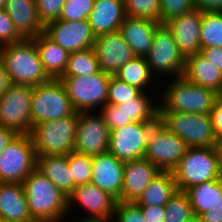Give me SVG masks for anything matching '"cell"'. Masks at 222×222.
I'll list each match as a JSON object with an SVG mask.
<instances>
[{"label": "cell", "instance_id": "f907efd6", "mask_svg": "<svg viewBox=\"0 0 222 222\" xmlns=\"http://www.w3.org/2000/svg\"><path fill=\"white\" fill-rule=\"evenodd\" d=\"M10 85L11 82L6 73L5 66L0 55V98L9 89Z\"/></svg>", "mask_w": 222, "mask_h": 222}, {"label": "cell", "instance_id": "4316f807", "mask_svg": "<svg viewBox=\"0 0 222 222\" xmlns=\"http://www.w3.org/2000/svg\"><path fill=\"white\" fill-rule=\"evenodd\" d=\"M32 39L47 75L51 79H59L66 69L70 53L51 40L44 32Z\"/></svg>", "mask_w": 222, "mask_h": 222}, {"label": "cell", "instance_id": "5bb4252c", "mask_svg": "<svg viewBox=\"0 0 222 222\" xmlns=\"http://www.w3.org/2000/svg\"><path fill=\"white\" fill-rule=\"evenodd\" d=\"M94 112H79L74 151L96 156L108 152L110 130L103 117Z\"/></svg>", "mask_w": 222, "mask_h": 222}, {"label": "cell", "instance_id": "7bdbcfd3", "mask_svg": "<svg viewBox=\"0 0 222 222\" xmlns=\"http://www.w3.org/2000/svg\"><path fill=\"white\" fill-rule=\"evenodd\" d=\"M23 37L15 29L4 9H0V46L21 41Z\"/></svg>", "mask_w": 222, "mask_h": 222}, {"label": "cell", "instance_id": "7dc6e473", "mask_svg": "<svg viewBox=\"0 0 222 222\" xmlns=\"http://www.w3.org/2000/svg\"><path fill=\"white\" fill-rule=\"evenodd\" d=\"M202 222H222V198L200 215Z\"/></svg>", "mask_w": 222, "mask_h": 222}, {"label": "cell", "instance_id": "e0dca14e", "mask_svg": "<svg viewBox=\"0 0 222 222\" xmlns=\"http://www.w3.org/2000/svg\"><path fill=\"white\" fill-rule=\"evenodd\" d=\"M93 48L100 70L111 75L136 56L119 31L97 36Z\"/></svg>", "mask_w": 222, "mask_h": 222}, {"label": "cell", "instance_id": "7a4b0ae2", "mask_svg": "<svg viewBox=\"0 0 222 222\" xmlns=\"http://www.w3.org/2000/svg\"><path fill=\"white\" fill-rule=\"evenodd\" d=\"M0 55L11 84L34 87L51 80L32 38L0 46Z\"/></svg>", "mask_w": 222, "mask_h": 222}, {"label": "cell", "instance_id": "3957f363", "mask_svg": "<svg viewBox=\"0 0 222 222\" xmlns=\"http://www.w3.org/2000/svg\"><path fill=\"white\" fill-rule=\"evenodd\" d=\"M160 94L159 112L201 114H210L215 101L220 96L214 90L189 82L183 76L171 79Z\"/></svg>", "mask_w": 222, "mask_h": 222}, {"label": "cell", "instance_id": "816d5d0a", "mask_svg": "<svg viewBox=\"0 0 222 222\" xmlns=\"http://www.w3.org/2000/svg\"><path fill=\"white\" fill-rule=\"evenodd\" d=\"M214 148L217 154L218 164L222 172V137L216 140Z\"/></svg>", "mask_w": 222, "mask_h": 222}, {"label": "cell", "instance_id": "74e56055", "mask_svg": "<svg viewBox=\"0 0 222 222\" xmlns=\"http://www.w3.org/2000/svg\"><path fill=\"white\" fill-rule=\"evenodd\" d=\"M95 0H66L59 20L82 21L87 20L93 9Z\"/></svg>", "mask_w": 222, "mask_h": 222}, {"label": "cell", "instance_id": "ab89813d", "mask_svg": "<svg viewBox=\"0 0 222 222\" xmlns=\"http://www.w3.org/2000/svg\"><path fill=\"white\" fill-rule=\"evenodd\" d=\"M112 222H145V218L135 202H116Z\"/></svg>", "mask_w": 222, "mask_h": 222}, {"label": "cell", "instance_id": "c3c4849f", "mask_svg": "<svg viewBox=\"0 0 222 222\" xmlns=\"http://www.w3.org/2000/svg\"><path fill=\"white\" fill-rule=\"evenodd\" d=\"M193 3L202 12H222V0H193Z\"/></svg>", "mask_w": 222, "mask_h": 222}, {"label": "cell", "instance_id": "f546056e", "mask_svg": "<svg viewBox=\"0 0 222 222\" xmlns=\"http://www.w3.org/2000/svg\"><path fill=\"white\" fill-rule=\"evenodd\" d=\"M114 76L119 80L140 89L142 92L149 91L150 89L148 88L151 83L154 84L156 81V78L151 73L149 65L145 60V57L142 56H135L121 67Z\"/></svg>", "mask_w": 222, "mask_h": 222}, {"label": "cell", "instance_id": "ba28073f", "mask_svg": "<svg viewBox=\"0 0 222 222\" xmlns=\"http://www.w3.org/2000/svg\"><path fill=\"white\" fill-rule=\"evenodd\" d=\"M75 113L76 110L59 79H51L47 83L33 87L30 110L32 126L69 117Z\"/></svg>", "mask_w": 222, "mask_h": 222}, {"label": "cell", "instance_id": "f6af8a7d", "mask_svg": "<svg viewBox=\"0 0 222 222\" xmlns=\"http://www.w3.org/2000/svg\"><path fill=\"white\" fill-rule=\"evenodd\" d=\"M145 222H163L165 219L164 206H140Z\"/></svg>", "mask_w": 222, "mask_h": 222}, {"label": "cell", "instance_id": "ac0fdd59", "mask_svg": "<svg viewBox=\"0 0 222 222\" xmlns=\"http://www.w3.org/2000/svg\"><path fill=\"white\" fill-rule=\"evenodd\" d=\"M203 12L194 8L171 18L165 25L171 30L180 54L186 60L201 51L200 33Z\"/></svg>", "mask_w": 222, "mask_h": 222}, {"label": "cell", "instance_id": "f1b7e54d", "mask_svg": "<svg viewBox=\"0 0 222 222\" xmlns=\"http://www.w3.org/2000/svg\"><path fill=\"white\" fill-rule=\"evenodd\" d=\"M193 213L200 216L222 198V178L195 185L185 191Z\"/></svg>", "mask_w": 222, "mask_h": 222}, {"label": "cell", "instance_id": "6da1fadb", "mask_svg": "<svg viewBox=\"0 0 222 222\" xmlns=\"http://www.w3.org/2000/svg\"><path fill=\"white\" fill-rule=\"evenodd\" d=\"M34 222H63L68 213V197L36 168L22 182Z\"/></svg>", "mask_w": 222, "mask_h": 222}, {"label": "cell", "instance_id": "d6986e66", "mask_svg": "<svg viewBox=\"0 0 222 222\" xmlns=\"http://www.w3.org/2000/svg\"><path fill=\"white\" fill-rule=\"evenodd\" d=\"M161 171L146 158L124 162L119 202H136Z\"/></svg>", "mask_w": 222, "mask_h": 222}, {"label": "cell", "instance_id": "8d00e7d4", "mask_svg": "<svg viewBox=\"0 0 222 222\" xmlns=\"http://www.w3.org/2000/svg\"><path fill=\"white\" fill-rule=\"evenodd\" d=\"M140 92V89L119 80L114 75H111L108 84L107 104L120 105L127 100L133 99Z\"/></svg>", "mask_w": 222, "mask_h": 222}, {"label": "cell", "instance_id": "cb8c5ba5", "mask_svg": "<svg viewBox=\"0 0 222 222\" xmlns=\"http://www.w3.org/2000/svg\"><path fill=\"white\" fill-rule=\"evenodd\" d=\"M4 10L23 38H33L44 32L37 14L36 0H7Z\"/></svg>", "mask_w": 222, "mask_h": 222}, {"label": "cell", "instance_id": "836d02e7", "mask_svg": "<svg viewBox=\"0 0 222 222\" xmlns=\"http://www.w3.org/2000/svg\"><path fill=\"white\" fill-rule=\"evenodd\" d=\"M164 207L166 215L163 222H185L194 215L189 197L182 191H177Z\"/></svg>", "mask_w": 222, "mask_h": 222}, {"label": "cell", "instance_id": "681fc988", "mask_svg": "<svg viewBox=\"0 0 222 222\" xmlns=\"http://www.w3.org/2000/svg\"><path fill=\"white\" fill-rule=\"evenodd\" d=\"M16 135L17 133L14 130L0 126V153L13 140Z\"/></svg>", "mask_w": 222, "mask_h": 222}, {"label": "cell", "instance_id": "7c38bea8", "mask_svg": "<svg viewBox=\"0 0 222 222\" xmlns=\"http://www.w3.org/2000/svg\"><path fill=\"white\" fill-rule=\"evenodd\" d=\"M159 122H131L110 130L108 152L124 162L144 158L151 131Z\"/></svg>", "mask_w": 222, "mask_h": 222}, {"label": "cell", "instance_id": "9c48e42d", "mask_svg": "<svg viewBox=\"0 0 222 222\" xmlns=\"http://www.w3.org/2000/svg\"><path fill=\"white\" fill-rule=\"evenodd\" d=\"M145 60L153 76L158 79L163 75L170 76V79L183 76L185 59L180 54L171 30L165 24H160L155 29L153 43Z\"/></svg>", "mask_w": 222, "mask_h": 222}, {"label": "cell", "instance_id": "5b68a950", "mask_svg": "<svg viewBox=\"0 0 222 222\" xmlns=\"http://www.w3.org/2000/svg\"><path fill=\"white\" fill-rule=\"evenodd\" d=\"M78 112L59 120L34 125L30 136L36 156L68 155L74 151Z\"/></svg>", "mask_w": 222, "mask_h": 222}, {"label": "cell", "instance_id": "bcb514c9", "mask_svg": "<svg viewBox=\"0 0 222 222\" xmlns=\"http://www.w3.org/2000/svg\"><path fill=\"white\" fill-rule=\"evenodd\" d=\"M200 53L222 73V47L201 48Z\"/></svg>", "mask_w": 222, "mask_h": 222}, {"label": "cell", "instance_id": "4fadbf2b", "mask_svg": "<svg viewBox=\"0 0 222 222\" xmlns=\"http://www.w3.org/2000/svg\"><path fill=\"white\" fill-rule=\"evenodd\" d=\"M186 149L185 142L159 122L151 131L144 158L160 171H172Z\"/></svg>", "mask_w": 222, "mask_h": 222}, {"label": "cell", "instance_id": "7402d4cb", "mask_svg": "<svg viewBox=\"0 0 222 222\" xmlns=\"http://www.w3.org/2000/svg\"><path fill=\"white\" fill-rule=\"evenodd\" d=\"M125 17L124 0H95L88 22L97 37L119 31Z\"/></svg>", "mask_w": 222, "mask_h": 222}, {"label": "cell", "instance_id": "8fae6325", "mask_svg": "<svg viewBox=\"0 0 222 222\" xmlns=\"http://www.w3.org/2000/svg\"><path fill=\"white\" fill-rule=\"evenodd\" d=\"M32 94L31 86L11 84L0 98V126L17 134H30Z\"/></svg>", "mask_w": 222, "mask_h": 222}, {"label": "cell", "instance_id": "603a6c76", "mask_svg": "<svg viewBox=\"0 0 222 222\" xmlns=\"http://www.w3.org/2000/svg\"><path fill=\"white\" fill-rule=\"evenodd\" d=\"M159 25V22L150 19L126 16L119 32L136 56L145 57L152 46L155 29Z\"/></svg>", "mask_w": 222, "mask_h": 222}, {"label": "cell", "instance_id": "60d3db41", "mask_svg": "<svg viewBox=\"0 0 222 222\" xmlns=\"http://www.w3.org/2000/svg\"><path fill=\"white\" fill-rule=\"evenodd\" d=\"M66 0H36L37 14L42 25L60 18Z\"/></svg>", "mask_w": 222, "mask_h": 222}, {"label": "cell", "instance_id": "f35d334b", "mask_svg": "<svg viewBox=\"0 0 222 222\" xmlns=\"http://www.w3.org/2000/svg\"><path fill=\"white\" fill-rule=\"evenodd\" d=\"M193 0H160V24L194 9Z\"/></svg>", "mask_w": 222, "mask_h": 222}, {"label": "cell", "instance_id": "1f68e13d", "mask_svg": "<svg viewBox=\"0 0 222 222\" xmlns=\"http://www.w3.org/2000/svg\"><path fill=\"white\" fill-rule=\"evenodd\" d=\"M100 71L97 55L93 47L70 53L62 76H88Z\"/></svg>", "mask_w": 222, "mask_h": 222}, {"label": "cell", "instance_id": "30bf717a", "mask_svg": "<svg viewBox=\"0 0 222 222\" xmlns=\"http://www.w3.org/2000/svg\"><path fill=\"white\" fill-rule=\"evenodd\" d=\"M36 168L30 134H17L0 153V182L22 183Z\"/></svg>", "mask_w": 222, "mask_h": 222}, {"label": "cell", "instance_id": "b9f144b4", "mask_svg": "<svg viewBox=\"0 0 222 222\" xmlns=\"http://www.w3.org/2000/svg\"><path fill=\"white\" fill-rule=\"evenodd\" d=\"M109 130L123 127L131 122H126V113L118 105L105 104L99 111Z\"/></svg>", "mask_w": 222, "mask_h": 222}, {"label": "cell", "instance_id": "d6a6232c", "mask_svg": "<svg viewBox=\"0 0 222 222\" xmlns=\"http://www.w3.org/2000/svg\"><path fill=\"white\" fill-rule=\"evenodd\" d=\"M200 44L201 48L222 47V12H203Z\"/></svg>", "mask_w": 222, "mask_h": 222}, {"label": "cell", "instance_id": "8992f818", "mask_svg": "<svg viewBox=\"0 0 222 222\" xmlns=\"http://www.w3.org/2000/svg\"><path fill=\"white\" fill-rule=\"evenodd\" d=\"M110 77L111 74L100 70L88 76H61L59 80L79 113L98 111L107 104Z\"/></svg>", "mask_w": 222, "mask_h": 222}, {"label": "cell", "instance_id": "83f0119b", "mask_svg": "<svg viewBox=\"0 0 222 222\" xmlns=\"http://www.w3.org/2000/svg\"><path fill=\"white\" fill-rule=\"evenodd\" d=\"M177 191L172 171H161L135 203L139 206H165Z\"/></svg>", "mask_w": 222, "mask_h": 222}, {"label": "cell", "instance_id": "ee69618b", "mask_svg": "<svg viewBox=\"0 0 222 222\" xmlns=\"http://www.w3.org/2000/svg\"><path fill=\"white\" fill-rule=\"evenodd\" d=\"M211 119L216 139L222 137V95H220L214 103L211 110Z\"/></svg>", "mask_w": 222, "mask_h": 222}, {"label": "cell", "instance_id": "f5cc1de1", "mask_svg": "<svg viewBox=\"0 0 222 222\" xmlns=\"http://www.w3.org/2000/svg\"><path fill=\"white\" fill-rule=\"evenodd\" d=\"M77 222H112V219H91V218H82L78 219Z\"/></svg>", "mask_w": 222, "mask_h": 222}, {"label": "cell", "instance_id": "d4e9b609", "mask_svg": "<svg viewBox=\"0 0 222 222\" xmlns=\"http://www.w3.org/2000/svg\"><path fill=\"white\" fill-rule=\"evenodd\" d=\"M183 77L189 82L210 88L222 95V73L200 52L185 60Z\"/></svg>", "mask_w": 222, "mask_h": 222}, {"label": "cell", "instance_id": "ffe728a7", "mask_svg": "<svg viewBox=\"0 0 222 222\" xmlns=\"http://www.w3.org/2000/svg\"><path fill=\"white\" fill-rule=\"evenodd\" d=\"M124 161L107 152L92 156L91 183L111 195L117 202L121 195Z\"/></svg>", "mask_w": 222, "mask_h": 222}, {"label": "cell", "instance_id": "4dcf8cb0", "mask_svg": "<svg viewBox=\"0 0 222 222\" xmlns=\"http://www.w3.org/2000/svg\"><path fill=\"white\" fill-rule=\"evenodd\" d=\"M148 92H140L136 97L121 103L126 113V122H156L159 117V105L152 104V99Z\"/></svg>", "mask_w": 222, "mask_h": 222}, {"label": "cell", "instance_id": "484cf974", "mask_svg": "<svg viewBox=\"0 0 222 222\" xmlns=\"http://www.w3.org/2000/svg\"><path fill=\"white\" fill-rule=\"evenodd\" d=\"M36 169L47 177L67 197L74 189L68 155L36 156Z\"/></svg>", "mask_w": 222, "mask_h": 222}, {"label": "cell", "instance_id": "2e32d148", "mask_svg": "<svg viewBox=\"0 0 222 222\" xmlns=\"http://www.w3.org/2000/svg\"><path fill=\"white\" fill-rule=\"evenodd\" d=\"M116 202L111 195L92 183L78 185L68 196V213L78 205L87 213L85 218L112 219Z\"/></svg>", "mask_w": 222, "mask_h": 222}, {"label": "cell", "instance_id": "11a10c76", "mask_svg": "<svg viewBox=\"0 0 222 222\" xmlns=\"http://www.w3.org/2000/svg\"><path fill=\"white\" fill-rule=\"evenodd\" d=\"M7 0H0V9H4Z\"/></svg>", "mask_w": 222, "mask_h": 222}, {"label": "cell", "instance_id": "d590c367", "mask_svg": "<svg viewBox=\"0 0 222 222\" xmlns=\"http://www.w3.org/2000/svg\"><path fill=\"white\" fill-rule=\"evenodd\" d=\"M126 16L146 18L160 23V0H124Z\"/></svg>", "mask_w": 222, "mask_h": 222}, {"label": "cell", "instance_id": "db71d44e", "mask_svg": "<svg viewBox=\"0 0 222 222\" xmlns=\"http://www.w3.org/2000/svg\"><path fill=\"white\" fill-rule=\"evenodd\" d=\"M185 222H202V220H201L200 216L194 214Z\"/></svg>", "mask_w": 222, "mask_h": 222}, {"label": "cell", "instance_id": "9a60e30c", "mask_svg": "<svg viewBox=\"0 0 222 222\" xmlns=\"http://www.w3.org/2000/svg\"><path fill=\"white\" fill-rule=\"evenodd\" d=\"M44 33L69 53L94 46L95 35L88 19L82 21L56 20L44 27Z\"/></svg>", "mask_w": 222, "mask_h": 222}, {"label": "cell", "instance_id": "52a82bcc", "mask_svg": "<svg viewBox=\"0 0 222 222\" xmlns=\"http://www.w3.org/2000/svg\"><path fill=\"white\" fill-rule=\"evenodd\" d=\"M159 121L187 147H212L216 142L210 114L159 112Z\"/></svg>", "mask_w": 222, "mask_h": 222}, {"label": "cell", "instance_id": "277c9868", "mask_svg": "<svg viewBox=\"0 0 222 222\" xmlns=\"http://www.w3.org/2000/svg\"><path fill=\"white\" fill-rule=\"evenodd\" d=\"M178 191L222 178L217 154L212 147H187L178 165L172 170Z\"/></svg>", "mask_w": 222, "mask_h": 222}, {"label": "cell", "instance_id": "44dd1931", "mask_svg": "<svg viewBox=\"0 0 222 222\" xmlns=\"http://www.w3.org/2000/svg\"><path fill=\"white\" fill-rule=\"evenodd\" d=\"M0 222H34L22 183L0 182Z\"/></svg>", "mask_w": 222, "mask_h": 222}, {"label": "cell", "instance_id": "e575fe53", "mask_svg": "<svg viewBox=\"0 0 222 222\" xmlns=\"http://www.w3.org/2000/svg\"><path fill=\"white\" fill-rule=\"evenodd\" d=\"M68 164L72 174L74 188L91 183L92 156L72 151L68 154Z\"/></svg>", "mask_w": 222, "mask_h": 222}]
</instances>
